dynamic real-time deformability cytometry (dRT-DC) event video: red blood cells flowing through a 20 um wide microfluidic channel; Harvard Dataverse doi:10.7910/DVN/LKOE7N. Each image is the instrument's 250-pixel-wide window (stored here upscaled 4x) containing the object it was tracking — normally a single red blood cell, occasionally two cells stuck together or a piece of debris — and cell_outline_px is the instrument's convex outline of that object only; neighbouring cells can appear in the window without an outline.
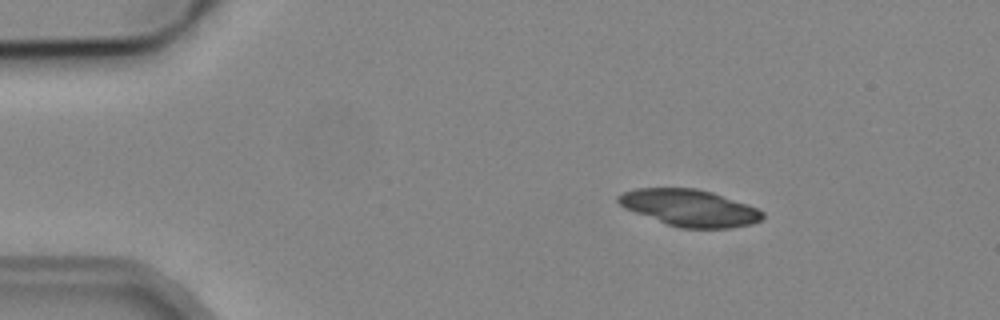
{"species": "common noctule bat (a hibernating species)", "species_latin": "Nyctalus noctula", "temperature_condition": "cold", "stored_images_in_passage": 3, "camera_frame_rate_fps": 3000, "um_per_image_px": 0.085, "animal": {"sex": "male", "body_mass_g": 19.2, "forearm_length_mm": 51.8}, "frame": {"image": 1, "passage_image": 1, "time_ms": 0.0, "image_size_px": [1000, 320], "cell_outline_px": [[764, 216], [760, 220], [752, 224], [732, 228], [680, 228], [668, 224], [624, 208], [616, 200], [616, 196], [624, 192], [636, 188], [696, 188], [712, 192], [748, 204], [764, 212]], "centroid_in_image_um": [58.63, 17.66], "position_along_channel_um": 26.4, "area_um2": 30.81}}